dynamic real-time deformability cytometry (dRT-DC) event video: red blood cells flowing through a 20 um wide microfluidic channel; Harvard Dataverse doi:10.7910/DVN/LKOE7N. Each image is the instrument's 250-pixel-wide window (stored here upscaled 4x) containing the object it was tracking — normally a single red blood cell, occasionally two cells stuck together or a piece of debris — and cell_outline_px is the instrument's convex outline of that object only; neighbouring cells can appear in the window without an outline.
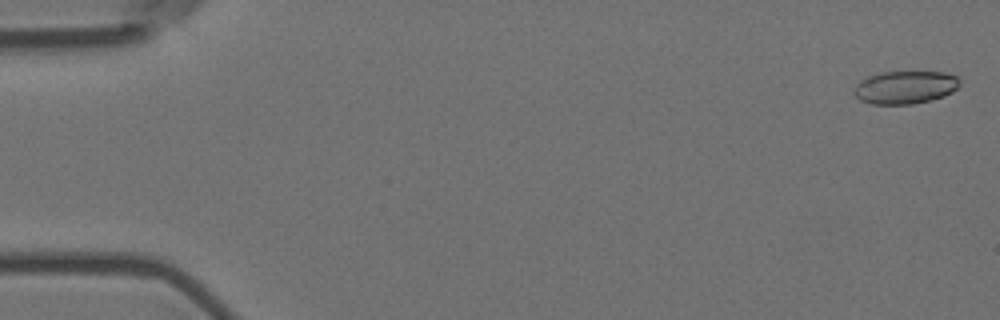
{"species": "Egyptian fruit bat (a non-hibernating species)", "species_latin": "Rousettus aegyptiacus", "temperature_condition": "room temperature", "stored_images_in_passage": 56, "camera_frame_rate_fps": 3000, "um_per_image_px": 0.085, "animal": {"sex": "female"}, "frame": {"image": 1, "passage_image": 2, "time_ms": 0.333, "image_size_px": [1000, 320], "cell_outline_px": [[960, 84], [952, 92], [944, 96], [932, 100], [912, 104], [872, 104], [860, 100], [852, 92], [856, 84], [860, 80], [868, 76], [880, 72], [944, 72], [960, 76]], "centroid_in_image_um": [76.95, 7.42], "position_along_channel_um": 8.1, "area_um2": 20.52}}
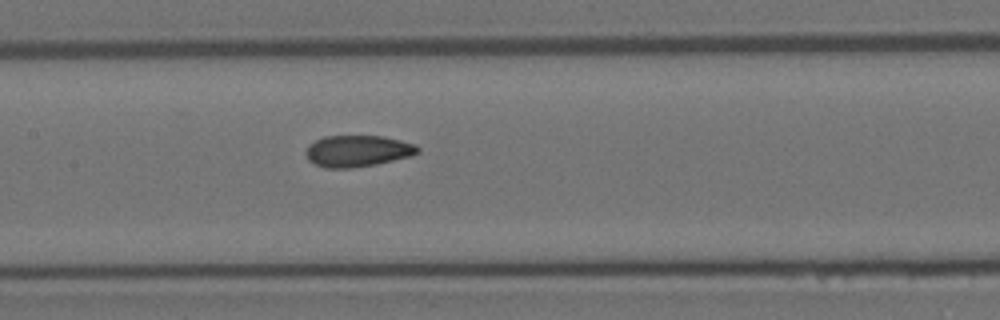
{"frame": {"image": 2, "passage_image": 28, "time_ms": 9.0, "image_size_px": [1000, 320], "cell_outline_px": [[420, 152], [408, 156], [376, 164], [352, 168], [324, 168], [308, 160], [304, 152], [308, 144], [324, 136], [384, 136], [416, 144], [420, 148]], "centroid_in_image_um": [30.36, 12.83], "position_along_channel_um": 177.0, "area_um2": 20.58}}
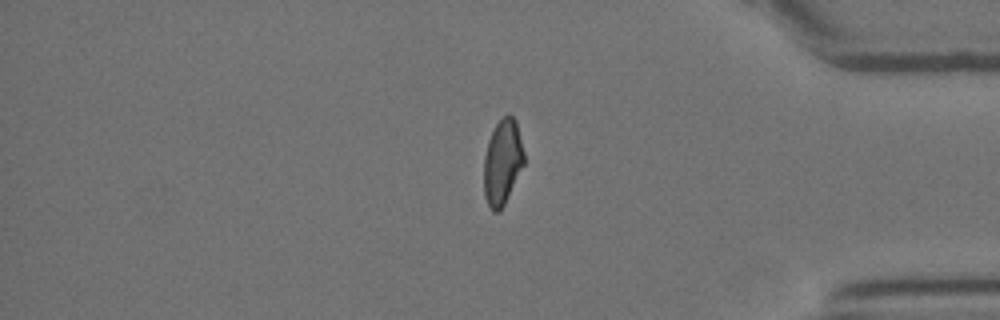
{"frame": {"image": 3, "passage_image": 48, "time_ms": 15.667, "image_size_px": [1000, 320], "cell_outline_px": [[524, 164], [500, 212], [492, 212], [484, 196], [484, 156], [488, 140], [496, 124], [508, 112], [516, 120], [524, 152]], "centroid_in_image_um": [42.7, 13.78], "position_along_channel_um": 392.5, "area_um2": 19.94}, "authors_computed_cell_mechanics": {"area_um2": 20.7502, "velocity_mm_per_s": 3.6035, "shape_relaxation_time_tau1_ms": 9.7186, "shape_relaxation_time_tau2_ms": 1.9168, "deformation_change_tau1": 0.2084, "deformation_change_tau2": 0.0793}}